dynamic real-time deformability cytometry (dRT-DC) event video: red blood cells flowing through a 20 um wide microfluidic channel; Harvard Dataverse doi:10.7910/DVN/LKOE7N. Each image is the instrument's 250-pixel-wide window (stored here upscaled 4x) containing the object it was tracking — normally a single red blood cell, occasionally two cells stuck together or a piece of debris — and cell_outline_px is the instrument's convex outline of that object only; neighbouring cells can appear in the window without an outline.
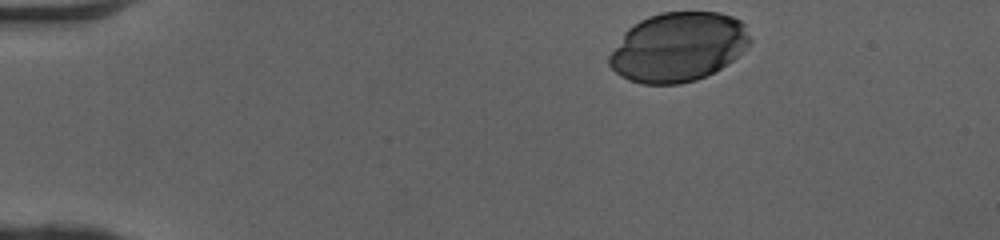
{"species": "human", "species_latin": "Homo sapiens", "temperature_condition": "cold", "stored_images_in_passage": 36, "camera_frame_rate_fps": 3000, "um_per_image_px": 0.085, "donor": {"sex": "female"}, "frame": {"image": 1, "passage_image": 1, "time_ms": 0.0, "image_size_px": [1000, 240], "cell_outline_px": [[752, 40], [748, 48], [732, 60], [720, 68], [696, 80], [680, 84], [644, 84], [628, 80], [620, 76], [608, 64], [608, 56], [624, 32], [632, 24], [648, 16], [660, 12], [720, 12], [732, 16], [740, 20], [744, 24]], "centroid_in_image_um": [57.64, 3.99], "position_along_channel_um": 27.4, "area_um2": 57.11}}
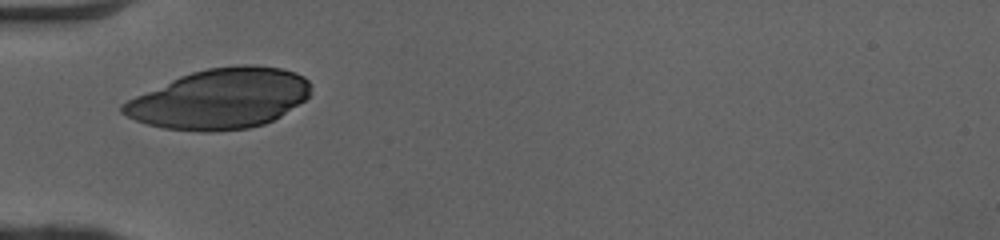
{"frame": {"image": 2, "passage_image": 10, "time_ms": 3.0, "image_size_px": [1000, 240], "cell_outline_px": [[312, 84], [308, 96], [304, 100], [280, 116], [264, 124], [248, 128], [216, 132], [204, 132], [164, 128], [148, 124], [136, 120], [120, 112], [120, 104], [136, 96], [180, 76], [192, 72], [208, 68], [240, 64], [248, 64], [280, 68], [296, 72], [304, 76]], "centroid_in_image_um": [18.72, 8.4], "position_along_channel_um": 66.3, "area_um2": 65.6}}